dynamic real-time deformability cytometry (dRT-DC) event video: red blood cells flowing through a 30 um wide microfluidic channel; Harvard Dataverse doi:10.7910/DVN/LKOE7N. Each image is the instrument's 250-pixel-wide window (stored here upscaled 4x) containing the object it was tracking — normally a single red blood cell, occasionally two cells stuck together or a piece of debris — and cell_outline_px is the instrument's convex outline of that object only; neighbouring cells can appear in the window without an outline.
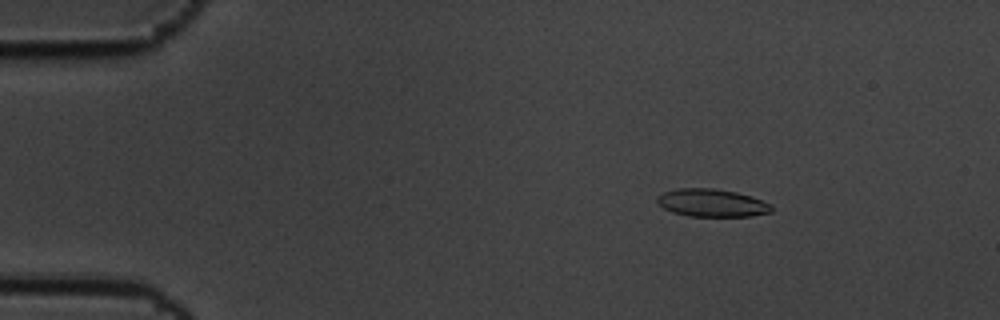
{"species": "common noctule bat (a hibernating species)", "species_latin": "Nyctalus noctula", "temperature_condition": "cold", "stored_images_in_passage": 56, "camera_frame_rate_fps": 3000, "um_per_image_px": 0.085, "animal": {"sex": "male", "body_mass_g": 19.5, "forearm_length_mm": 54.6}, "frame": {"image": 1, "passage_image": 7, "time_ms": 2.0, "image_size_px": [1000, 320], "cell_outline_px": [[772, 212], [752, 216], [688, 216], [672, 212], [664, 208], [656, 200], [656, 196], [664, 192], [676, 188], [712, 188], [736, 192], [752, 196], [772, 204]], "centroid_in_image_um": [60.52, 17.24], "position_along_channel_um": 24.5, "area_um2": 18.61}}
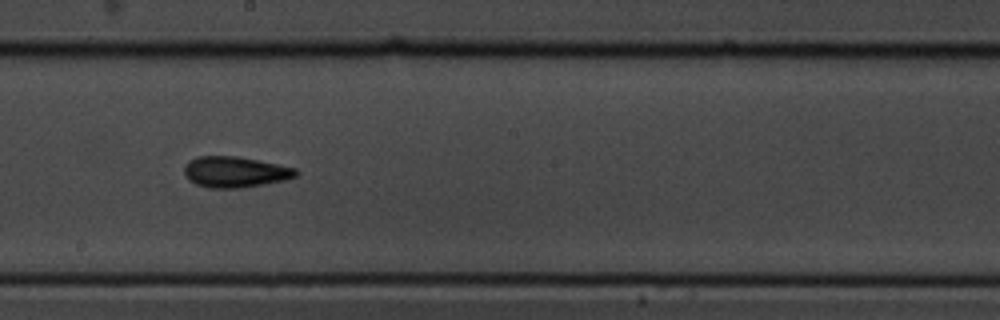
{"frame": {"image": 2, "passage_image": 31, "time_ms": 10.0, "image_size_px": [1000, 320], "cell_outline_px": [[300, 172], [296, 176], [284, 180], [264, 184], [240, 188], [208, 188], [196, 184], [188, 180], [184, 176], [184, 164], [188, 160], [196, 156], [236, 156], [296, 168]], "centroid_in_image_um": [19.93, 14.62], "position_along_channel_um": 228.3, "area_um2": 20.23}}
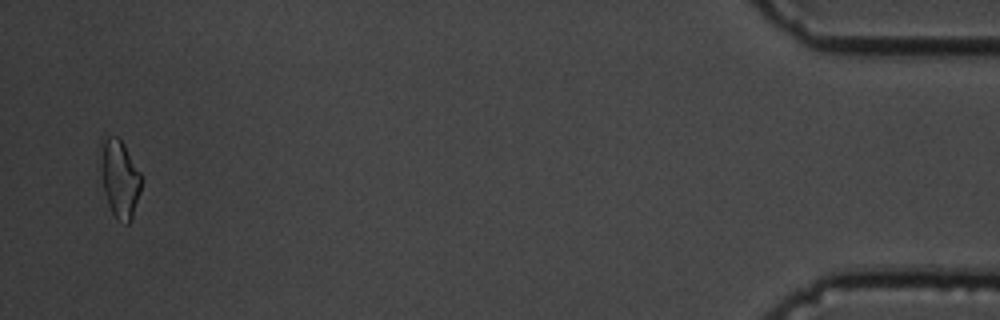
{"frame": {"image": 3, "passage_image": 55, "time_ms": 18.0, "image_size_px": [1000, 320], "cell_outline_px": [[140, 192], [132, 216], [128, 224], [124, 224], [116, 220], [108, 204], [104, 192], [100, 140], [104, 136], [116, 136], [124, 144], [140, 172]], "centroid_in_image_um": [10.17, 15.18], "position_along_channel_um": 425.0, "area_um2": 18.09}, "authors_computed_cell_mechanics": {"area_um2": 18.6983, "velocity_mm_per_s": 3.475, "shape_relaxation_time_tau1_ms": 3.6544, "shape_relaxation_time_tau2_ms": 5.5642, "deformation_change_tau1": 0.1199, "deformation_change_tau2": 0.1511}}